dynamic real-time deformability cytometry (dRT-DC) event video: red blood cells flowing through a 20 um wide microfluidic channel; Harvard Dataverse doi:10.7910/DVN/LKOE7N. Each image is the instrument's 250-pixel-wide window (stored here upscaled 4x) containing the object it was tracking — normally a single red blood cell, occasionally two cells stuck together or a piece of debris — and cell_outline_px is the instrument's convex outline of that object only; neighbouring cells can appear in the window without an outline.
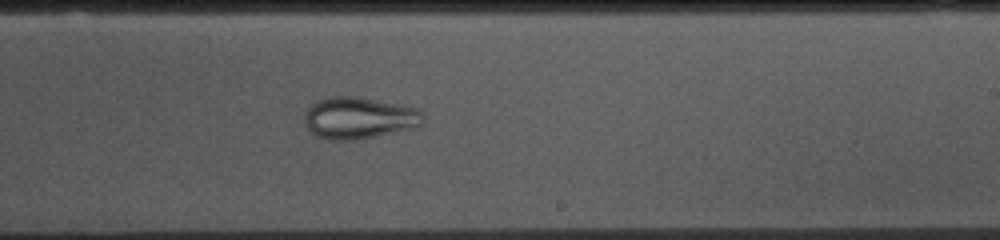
{"species": "common noctule bat (a hibernating species)", "species_latin": "Nyctalus noctula", "temperature_condition": "cold", "stored_images_in_passage": 54, "camera_frame_rate_fps": 3000, "um_per_image_px": 0.085, "animal": {"sex": "female", "body_mass_g": 10.0, "forearm_length_mm": 53.1}, "frame": {"image": 1, "passage_image": 31, "time_ms": 10.0, "image_size_px": [1000, 240], "cell_outline_px": [[424, 120], [416, 128], [356, 140], [332, 140], [316, 136], [308, 128], [304, 120], [304, 112], [316, 100], [332, 96], [356, 96], [400, 104], [416, 108], [424, 112]], "centroid_in_image_um": [30.53, 10.02], "position_along_channel_um": 258.5, "area_um2": 29.13}}
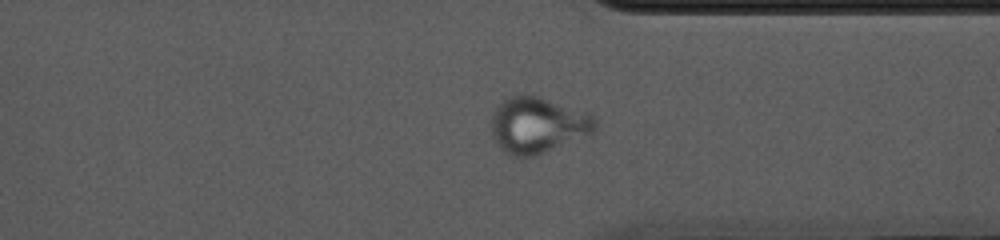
{"frame": {"image": 2, "passage_image": 40, "time_ms": 13.0, "image_size_px": [1000, 240], "cell_outline_px": [[596, 132], [536, 156], [512, 156], [504, 152], [500, 148], [492, 136], [492, 116], [496, 108], [508, 96], [524, 92], [584, 112], [592, 116], [596, 120]], "centroid_in_image_um": [45.68, 10.64], "position_along_channel_um": 365.7, "area_um2": 33.76}}
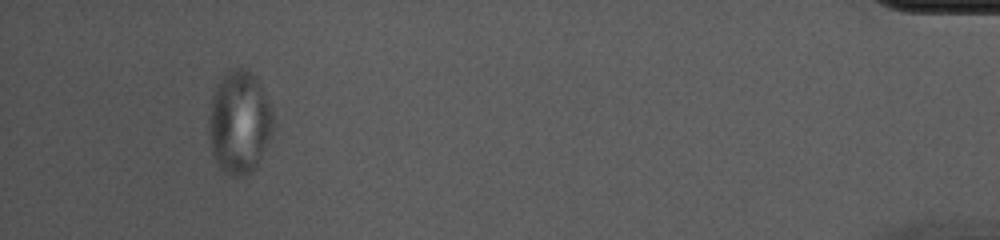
{"frame": {"image": 3, "passage_image": 50, "time_ms": 16.333, "image_size_px": [1000, 240], "cell_outline_px": [[272, 132], [260, 160], [256, 168], [252, 172], [244, 176], [232, 176], [224, 172], [220, 168], [212, 156], [208, 140], [208, 120], [212, 96], [216, 84], [228, 68], [244, 68], [256, 76], [272, 108]], "centroid_in_image_um": [20.31, 10.4], "position_along_channel_um": 414.9, "area_um2": 39.19}}